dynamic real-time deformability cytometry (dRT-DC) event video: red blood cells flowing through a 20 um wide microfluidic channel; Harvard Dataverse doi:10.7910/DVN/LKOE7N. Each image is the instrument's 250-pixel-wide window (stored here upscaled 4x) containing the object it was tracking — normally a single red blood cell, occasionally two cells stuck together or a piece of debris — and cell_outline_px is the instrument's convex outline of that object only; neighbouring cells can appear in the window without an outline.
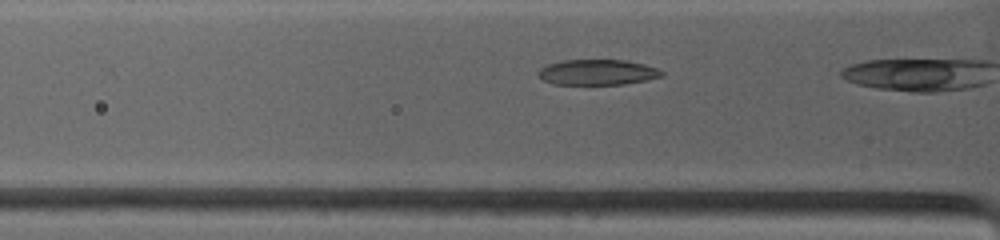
{"species": "common noctule bat (a hibernating species)", "species_latin": "Nyctalus noctula", "temperature_condition": "warm", "stored_images_in_passage": 6, "camera_frame_rate_fps": 4500, "um_per_image_px": 0.085, "animal": {"sex": "female", "body_mass_g": 19.0, "forearm_length_mm": 53.3}, "frame": {"image": 1, "passage_image": 4, "time_ms": 0.889, "image_size_px": [1000, 240], "cell_outline_px": [[664, 76], [648, 80], [624, 84], [552, 84], [544, 80], [536, 72], [540, 68], [548, 64], [560, 60], [624, 60], [644, 64], [656, 68], [664, 72]], "centroid_in_image_um": [50.79, 6.14], "position_along_channel_um": 75.0, "area_um2": 18.38}}